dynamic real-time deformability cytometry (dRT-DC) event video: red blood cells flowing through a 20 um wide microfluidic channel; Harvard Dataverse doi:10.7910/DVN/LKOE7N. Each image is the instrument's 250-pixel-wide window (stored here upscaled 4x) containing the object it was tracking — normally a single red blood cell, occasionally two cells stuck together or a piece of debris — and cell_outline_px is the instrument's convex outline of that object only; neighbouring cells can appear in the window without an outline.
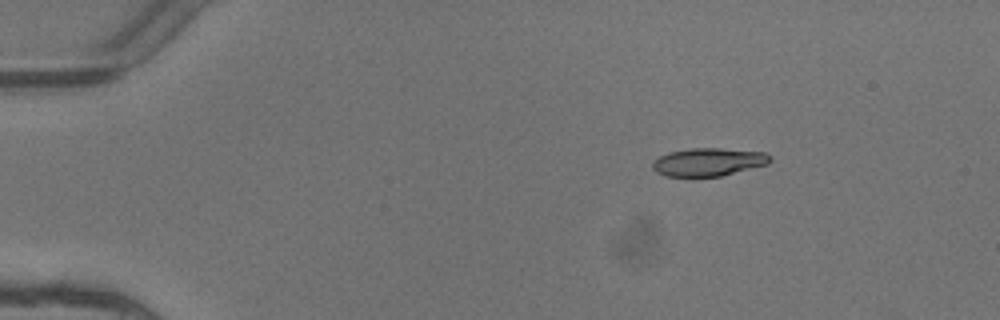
{"species": "common noctule bat (a hibernating species)", "species_latin": "Nyctalus noctula", "temperature_condition": "warm", "stored_images_in_passage": 3, "camera_frame_rate_fps": 3000, "um_per_image_px": 0.085, "animal": {"sex": "female"}, "frame": {"image": 1, "passage_image": 1, "time_ms": 0.0, "image_size_px": [1000, 320], "cell_outline_px": [[772, 160], [768, 164], [720, 176], [664, 176], [656, 172], [652, 168], [652, 164], [660, 156], [668, 152], [688, 148], [720, 148], [764, 152], [772, 156]], "centroid_in_image_um": [60.22, 13.76], "position_along_channel_um": 24.8, "area_um2": 19.19}}